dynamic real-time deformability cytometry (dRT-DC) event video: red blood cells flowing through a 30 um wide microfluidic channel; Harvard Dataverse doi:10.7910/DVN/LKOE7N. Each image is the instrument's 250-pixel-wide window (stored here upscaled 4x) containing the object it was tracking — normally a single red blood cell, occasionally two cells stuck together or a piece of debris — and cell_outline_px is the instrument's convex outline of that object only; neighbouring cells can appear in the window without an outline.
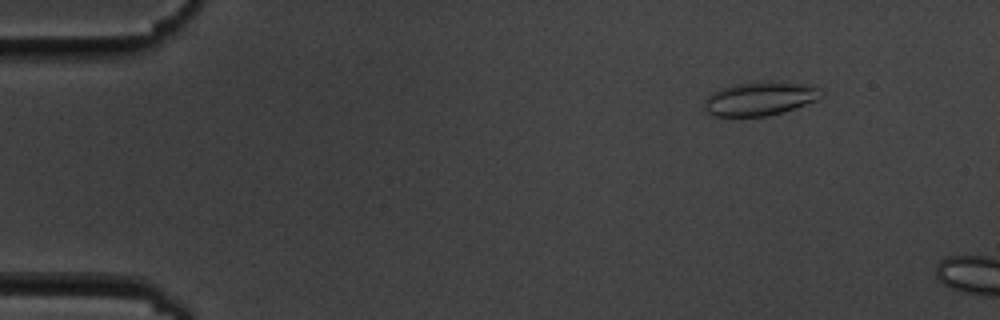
{"species": "common noctule bat (a hibernating species)", "species_latin": "Nyctalus noctula", "temperature_condition": "cold", "stored_images_in_passage": 4, "camera_frame_rate_fps": 3000, "um_per_image_px": 0.085, "animal": {"sex": "male", "body_mass_g": 19.5, "forearm_length_mm": 54.6}, "frame": {"image": 1, "passage_image": 3, "time_ms": 2.0, "image_size_px": [1000, 320], "cell_outline_px": [[824, 96], [816, 100], [784, 112], [764, 116], [712, 116], [704, 108], [704, 100], [712, 92], [720, 88], [752, 80], [772, 80], [804, 84], [820, 88], [824, 92]], "centroid_in_image_um": [64.6, 8.35], "position_along_channel_um": 20.4, "area_um2": 23.47}}